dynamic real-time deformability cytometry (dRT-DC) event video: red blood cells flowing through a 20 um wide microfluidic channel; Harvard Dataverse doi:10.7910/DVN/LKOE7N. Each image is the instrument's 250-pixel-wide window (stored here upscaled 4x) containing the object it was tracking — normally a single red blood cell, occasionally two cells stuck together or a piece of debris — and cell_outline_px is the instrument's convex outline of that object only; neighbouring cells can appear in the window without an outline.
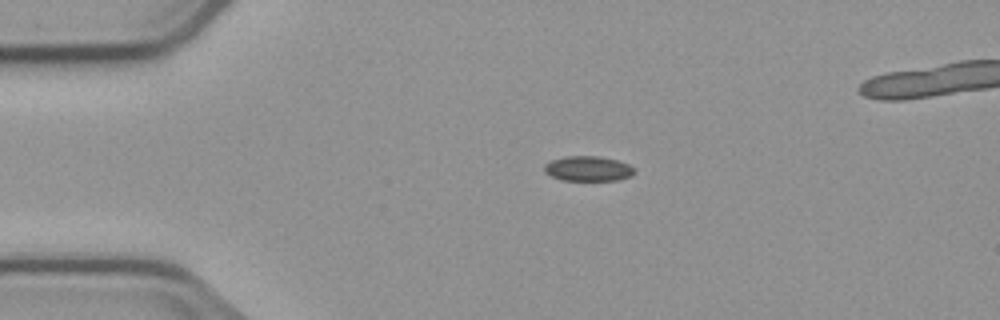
{"species": "common noctule bat (a hibernating species)", "species_latin": "Nyctalus noctula", "temperature_condition": "cold", "stored_images_in_passage": 5, "camera_frame_rate_fps": 3000, "um_per_image_px": 0.085, "animal": {"sex": "male", "body_mass_g": 23.1, "forearm_length_mm": 52.7}, "frame": {"image": 1, "passage_image": 5, "time_ms": 4.667, "image_size_px": [1000, 320], "cell_outline_px": [[632, 176], [616, 180], [560, 180], [544, 172], [544, 164], [552, 160], [564, 156], [600, 156], [616, 160], [628, 164], [632, 168]], "centroid_in_image_um": [49.93, 14.33], "position_along_channel_um": 35.1, "area_um2": 13.01}}